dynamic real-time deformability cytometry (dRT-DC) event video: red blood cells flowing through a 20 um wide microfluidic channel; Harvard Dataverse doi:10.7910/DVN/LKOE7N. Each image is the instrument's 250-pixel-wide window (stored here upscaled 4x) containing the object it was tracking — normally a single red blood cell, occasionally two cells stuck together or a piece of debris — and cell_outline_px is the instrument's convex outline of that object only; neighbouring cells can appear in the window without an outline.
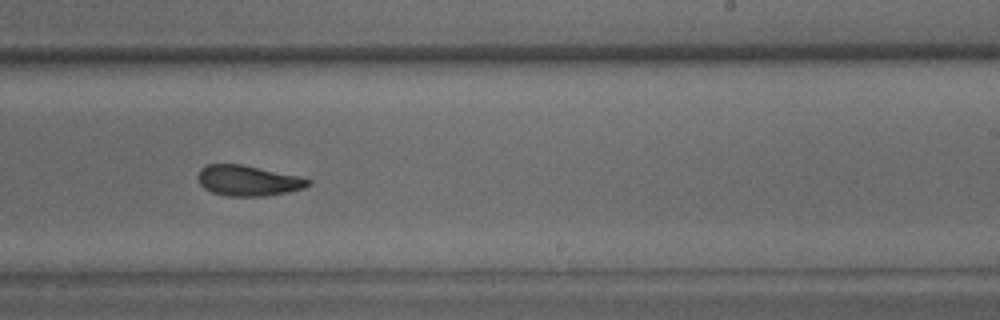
{"species": "common noctule bat (a hibernating species)", "species_latin": "Nyctalus noctula", "temperature_condition": "warm", "stored_images_in_passage": 32, "camera_frame_rate_fps": 3000, "um_per_image_px": 0.085, "animal": {"sex": "male", "body_mass_g": 15.6}, "frame": {"image": 1, "passage_image": 19, "time_ms": 6.0, "image_size_px": [1000, 320], "cell_outline_px": [[312, 184], [304, 188], [288, 192], [264, 196], [228, 196], [212, 192], [204, 188], [200, 184], [196, 176], [200, 168], [208, 164], [240, 164], [300, 176], [312, 180]], "centroid_in_image_um": [21.09, 15.35], "position_along_channel_um": 267.9, "area_um2": 19.71}, "authors_computed_cell_mechanics": {"area_um2": 20.0855, "velocity_mm_per_s": 3.8944, "shape_relaxation_time_tau1_ms": 5.8721, "shape_relaxation_time_tau2_ms": 1.7606, "deformation_change_tau1": 0.1795, "deformation_change_tau2": 0.0862}}